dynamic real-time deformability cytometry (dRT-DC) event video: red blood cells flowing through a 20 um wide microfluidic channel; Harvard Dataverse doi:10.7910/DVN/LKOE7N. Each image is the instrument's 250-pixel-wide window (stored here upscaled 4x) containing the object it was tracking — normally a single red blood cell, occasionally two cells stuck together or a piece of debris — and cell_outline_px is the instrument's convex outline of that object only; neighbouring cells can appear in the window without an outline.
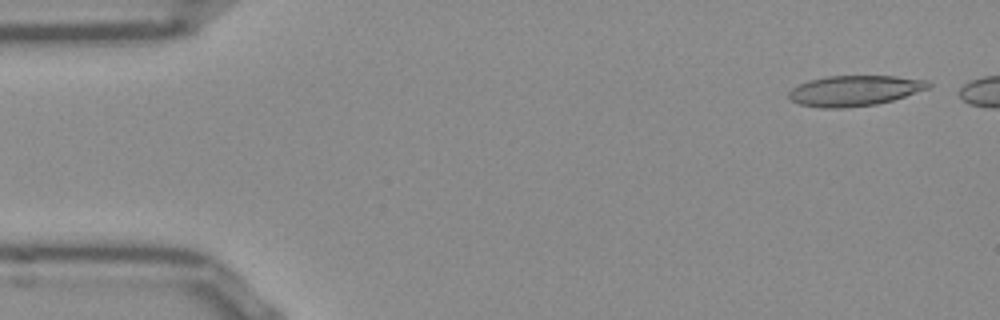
{"species": "Egyptian fruit bat (a non-hibernating species)", "species_latin": "Rousettus aegyptiacus", "temperature_condition": "room temperature", "stored_images_in_passage": 45, "camera_frame_rate_fps": 3000, "um_per_image_px": 0.085, "frame": {"image": 1, "passage_image": 3, "time_ms": 0.667, "image_size_px": [1000, 320], "cell_outline_px": [[932, 84], [928, 88], [892, 100], [876, 104], [844, 108], [824, 108], [800, 104], [792, 100], [788, 96], [788, 92], [792, 88], [800, 84], [812, 80], [828, 76], [896, 76], [928, 80]], "centroid_in_image_um": [72.65, 7.7], "position_along_channel_um": 12.4, "area_um2": 24.51}}
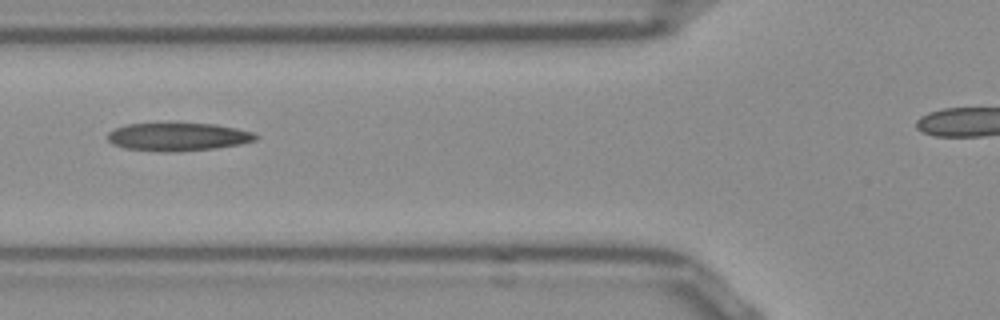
{"frame": {"image": 2, "passage_image": 19, "time_ms": 6.0, "image_size_px": [1000, 320], "cell_outline_px": [[260, 136], [256, 140], [240, 144], [216, 148], [176, 152], [164, 152], [124, 148], [112, 144], [108, 140], [108, 132], [116, 128], [128, 124], [216, 124], [256, 132]], "centroid_in_image_um": [15.18, 11.64], "position_along_channel_um": 110.6, "area_um2": 24.22}}
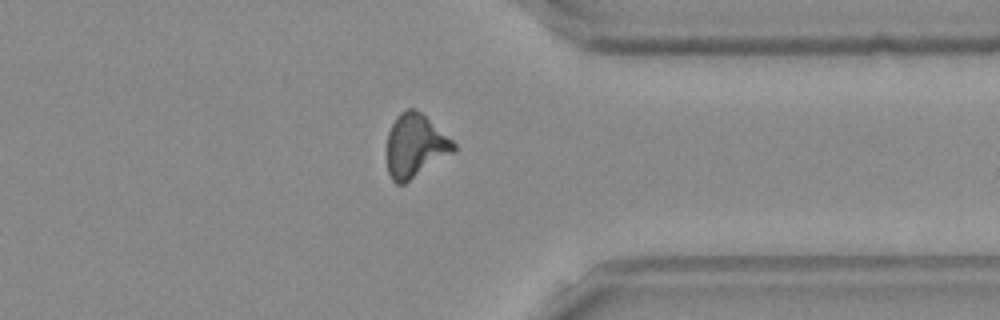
{"frame": {"image": 3, "passage_image": 40, "time_ms": 13.0, "image_size_px": [1000, 320], "cell_outline_px": [[456, 148], [452, 152], [404, 184], [396, 184], [392, 180], [388, 172], [388, 132], [396, 116], [400, 112], [408, 108], [416, 108], [452, 140], [456, 144]], "centroid_in_image_um": [35.27, 12.37], "position_along_channel_um": 376.1, "area_um2": 24.16}, "authors_computed_cell_mechanics": {"area_um2": 23.8714, "velocity_mm_per_s": 3.8921, "shape_relaxation_time_tau1_ms": null, "shape_relaxation_time_tau2_ms": 4.2825, "deformation_change_tau1": null, "deformation_change_tau2": 0.1404}}